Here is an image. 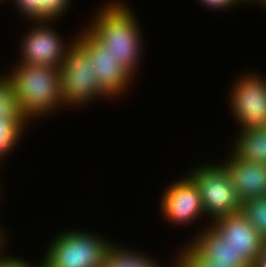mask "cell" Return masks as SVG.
<instances>
[{
    "instance_id": "obj_1",
    "label": "cell",
    "mask_w": 266,
    "mask_h": 267,
    "mask_svg": "<svg viewBox=\"0 0 266 267\" xmlns=\"http://www.w3.org/2000/svg\"><path fill=\"white\" fill-rule=\"evenodd\" d=\"M96 14L88 29L109 47L119 65L133 77L140 64L142 50V34L137 18L128 6L111 0Z\"/></svg>"
},
{
    "instance_id": "obj_2",
    "label": "cell",
    "mask_w": 266,
    "mask_h": 267,
    "mask_svg": "<svg viewBox=\"0 0 266 267\" xmlns=\"http://www.w3.org/2000/svg\"><path fill=\"white\" fill-rule=\"evenodd\" d=\"M7 76L11 79L19 107L28 120L46 116L59 105H64L59 67L18 63Z\"/></svg>"
},
{
    "instance_id": "obj_3",
    "label": "cell",
    "mask_w": 266,
    "mask_h": 267,
    "mask_svg": "<svg viewBox=\"0 0 266 267\" xmlns=\"http://www.w3.org/2000/svg\"><path fill=\"white\" fill-rule=\"evenodd\" d=\"M112 245L109 240L88 231L65 230L48 246L43 267H102Z\"/></svg>"
},
{
    "instance_id": "obj_4",
    "label": "cell",
    "mask_w": 266,
    "mask_h": 267,
    "mask_svg": "<svg viewBox=\"0 0 266 267\" xmlns=\"http://www.w3.org/2000/svg\"><path fill=\"white\" fill-rule=\"evenodd\" d=\"M189 174L198 185L205 215L215 219L240 212L242 201L227 169L220 164L195 167Z\"/></svg>"
},
{
    "instance_id": "obj_5",
    "label": "cell",
    "mask_w": 266,
    "mask_h": 267,
    "mask_svg": "<svg viewBox=\"0 0 266 267\" xmlns=\"http://www.w3.org/2000/svg\"><path fill=\"white\" fill-rule=\"evenodd\" d=\"M67 50L60 67L61 94L64 103L72 105L87 104L97 97H108L99 87L93 70V62L88 54L75 42Z\"/></svg>"
},
{
    "instance_id": "obj_6",
    "label": "cell",
    "mask_w": 266,
    "mask_h": 267,
    "mask_svg": "<svg viewBox=\"0 0 266 267\" xmlns=\"http://www.w3.org/2000/svg\"><path fill=\"white\" fill-rule=\"evenodd\" d=\"M74 41L88 54L93 62V70L98 79V87L108 96L115 98L129 87L132 76L119 65L105 46L88 28Z\"/></svg>"
},
{
    "instance_id": "obj_7",
    "label": "cell",
    "mask_w": 266,
    "mask_h": 267,
    "mask_svg": "<svg viewBox=\"0 0 266 267\" xmlns=\"http://www.w3.org/2000/svg\"><path fill=\"white\" fill-rule=\"evenodd\" d=\"M237 82V83H236ZM235 82L229 100L231 111L242 130L266 126V80L248 74Z\"/></svg>"
},
{
    "instance_id": "obj_8",
    "label": "cell",
    "mask_w": 266,
    "mask_h": 267,
    "mask_svg": "<svg viewBox=\"0 0 266 267\" xmlns=\"http://www.w3.org/2000/svg\"><path fill=\"white\" fill-rule=\"evenodd\" d=\"M48 22L50 23L46 20L37 21L35 29L32 28L28 33L26 32L20 47L22 58L19 59V63L61 67L66 52L73 43H64L62 37L47 25Z\"/></svg>"
},
{
    "instance_id": "obj_9",
    "label": "cell",
    "mask_w": 266,
    "mask_h": 267,
    "mask_svg": "<svg viewBox=\"0 0 266 267\" xmlns=\"http://www.w3.org/2000/svg\"><path fill=\"white\" fill-rule=\"evenodd\" d=\"M211 224L237 255H241L250 267L255 266L257 259L263 254L264 239L241 212L219 217Z\"/></svg>"
},
{
    "instance_id": "obj_10",
    "label": "cell",
    "mask_w": 266,
    "mask_h": 267,
    "mask_svg": "<svg viewBox=\"0 0 266 267\" xmlns=\"http://www.w3.org/2000/svg\"><path fill=\"white\" fill-rule=\"evenodd\" d=\"M162 195L161 211L174 224H190L195 218L205 214L198 185L188 174L168 186ZM201 214V215H200Z\"/></svg>"
},
{
    "instance_id": "obj_11",
    "label": "cell",
    "mask_w": 266,
    "mask_h": 267,
    "mask_svg": "<svg viewBox=\"0 0 266 267\" xmlns=\"http://www.w3.org/2000/svg\"><path fill=\"white\" fill-rule=\"evenodd\" d=\"M229 157L221 164L229 172L241 201L266 196V165L244 161L233 151Z\"/></svg>"
},
{
    "instance_id": "obj_12",
    "label": "cell",
    "mask_w": 266,
    "mask_h": 267,
    "mask_svg": "<svg viewBox=\"0 0 266 267\" xmlns=\"http://www.w3.org/2000/svg\"><path fill=\"white\" fill-rule=\"evenodd\" d=\"M188 244L201 258L223 267H250L209 225Z\"/></svg>"
},
{
    "instance_id": "obj_13",
    "label": "cell",
    "mask_w": 266,
    "mask_h": 267,
    "mask_svg": "<svg viewBox=\"0 0 266 267\" xmlns=\"http://www.w3.org/2000/svg\"><path fill=\"white\" fill-rule=\"evenodd\" d=\"M233 152L242 160L266 165V126L239 131Z\"/></svg>"
},
{
    "instance_id": "obj_14",
    "label": "cell",
    "mask_w": 266,
    "mask_h": 267,
    "mask_svg": "<svg viewBox=\"0 0 266 267\" xmlns=\"http://www.w3.org/2000/svg\"><path fill=\"white\" fill-rule=\"evenodd\" d=\"M0 119L13 121L23 132L28 118L22 113L11 79L0 77Z\"/></svg>"
},
{
    "instance_id": "obj_15",
    "label": "cell",
    "mask_w": 266,
    "mask_h": 267,
    "mask_svg": "<svg viewBox=\"0 0 266 267\" xmlns=\"http://www.w3.org/2000/svg\"><path fill=\"white\" fill-rule=\"evenodd\" d=\"M117 246L113 244L107 250L102 267H160L150 256Z\"/></svg>"
},
{
    "instance_id": "obj_16",
    "label": "cell",
    "mask_w": 266,
    "mask_h": 267,
    "mask_svg": "<svg viewBox=\"0 0 266 267\" xmlns=\"http://www.w3.org/2000/svg\"><path fill=\"white\" fill-rule=\"evenodd\" d=\"M241 214L266 239V196L249 198L242 201Z\"/></svg>"
},
{
    "instance_id": "obj_17",
    "label": "cell",
    "mask_w": 266,
    "mask_h": 267,
    "mask_svg": "<svg viewBox=\"0 0 266 267\" xmlns=\"http://www.w3.org/2000/svg\"><path fill=\"white\" fill-rule=\"evenodd\" d=\"M22 130L11 120L0 119V159L13 150L17 145L21 136Z\"/></svg>"
},
{
    "instance_id": "obj_18",
    "label": "cell",
    "mask_w": 266,
    "mask_h": 267,
    "mask_svg": "<svg viewBox=\"0 0 266 267\" xmlns=\"http://www.w3.org/2000/svg\"><path fill=\"white\" fill-rule=\"evenodd\" d=\"M70 2V0H41L42 21L52 22L57 17L63 16Z\"/></svg>"
},
{
    "instance_id": "obj_19",
    "label": "cell",
    "mask_w": 266,
    "mask_h": 267,
    "mask_svg": "<svg viewBox=\"0 0 266 267\" xmlns=\"http://www.w3.org/2000/svg\"><path fill=\"white\" fill-rule=\"evenodd\" d=\"M23 16H28L35 23L42 21L41 0H14Z\"/></svg>"
},
{
    "instance_id": "obj_20",
    "label": "cell",
    "mask_w": 266,
    "mask_h": 267,
    "mask_svg": "<svg viewBox=\"0 0 266 267\" xmlns=\"http://www.w3.org/2000/svg\"><path fill=\"white\" fill-rule=\"evenodd\" d=\"M180 254L191 267H223L201 258L190 246L184 248Z\"/></svg>"
},
{
    "instance_id": "obj_21",
    "label": "cell",
    "mask_w": 266,
    "mask_h": 267,
    "mask_svg": "<svg viewBox=\"0 0 266 267\" xmlns=\"http://www.w3.org/2000/svg\"><path fill=\"white\" fill-rule=\"evenodd\" d=\"M32 263H29L27 261H23L22 259L18 257H12V256H5L0 254V267H43V260L41 261V264L38 263L37 266L31 265Z\"/></svg>"
},
{
    "instance_id": "obj_22",
    "label": "cell",
    "mask_w": 266,
    "mask_h": 267,
    "mask_svg": "<svg viewBox=\"0 0 266 267\" xmlns=\"http://www.w3.org/2000/svg\"><path fill=\"white\" fill-rule=\"evenodd\" d=\"M200 2H202L201 4L206 5V7L208 8H213V9H227V7H231L234 6L235 4H240L242 2H240L239 0H199Z\"/></svg>"
},
{
    "instance_id": "obj_23",
    "label": "cell",
    "mask_w": 266,
    "mask_h": 267,
    "mask_svg": "<svg viewBox=\"0 0 266 267\" xmlns=\"http://www.w3.org/2000/svg\"><path fill=\"white\" fill-rule=\"evenodd\" d=\"M175 264H172L171 267H191L181 256L175 260Z\"/></svg>"
},
{
    "instance_id": "obj_24",
    "label": "cell",
    "mask_w": 266,
    "mask_h": 267,
    "mask_svg": "<svg viewBox=\"0 0 266 267\" xmlns=\"http://www.w3.org/2000/svg\"><path fill=\"white\" fill-rule=\"evenodd\" d=\"M254 267H266V256L262 254L255 263Z\"/></svg>"
},
{
    "instance_id": "obj_25",
    "label": "cell",
    "mask_w": 266,
    "mask_h": 267,
    "mask_svg": "<svg viewBox=\"0 0 266 267\" xmlns=\"http://www.w3.org/2000/svg\"><path fill=\"white\" fill-rule=\"evenodd\" d=\"M2 232H3V230L0 229V254H3L1 252H2L3 246H4L3 243H5L4 242L5 238L3 237V235H5V233L3 234Z\"/></svg>"
},
{
    "instance_id": "obj_26",
    "label": "cell",
    "mask_w": 266,
    "mask_h": 267,
    "mask_svg": "<svg viewBox=\"0 0 266 267\" xmlns=\"http://www.w3.org/2000/svg\"><path fill=\"white\" fill-rule=\"evenodd\" d=\"M263 254L266 256V239L264 240L263 243Z\"/></svg>"
},
{
    "instance_id": "obj_27",
    "label": "cell",
    "mask_w": 266,
    "mask_h": 267,
    "mask_svg": "<svg viewBox=\"0 0 266 267\" xmlns=\"http://www.w3.org/2000/svg\"><path fill=\"white\" fill-rule=\"evenodd\" d=\"M240 2L242 1L243 3H245V2H248L249 3V1L251 2V1H254V2H260L261 0H239Z\"/></svg>"
},
{
    "instance_id": "obj_28",
    "label": "cell",
    "mask_w": 266,
    "mask_h": 267,
    "mask_svg": "<svg viewBox=\"0 0 266 267\" xmlns=\"http://www.w3.org/2000/svg\"><path fill=\"white\" fill-rule=\"evenodd\" d=\"M258 3H261V4H263L264 6L263 7H266L265 5H266V0H261L260 2H258Z\"/></svg>"
}]
</instances>
